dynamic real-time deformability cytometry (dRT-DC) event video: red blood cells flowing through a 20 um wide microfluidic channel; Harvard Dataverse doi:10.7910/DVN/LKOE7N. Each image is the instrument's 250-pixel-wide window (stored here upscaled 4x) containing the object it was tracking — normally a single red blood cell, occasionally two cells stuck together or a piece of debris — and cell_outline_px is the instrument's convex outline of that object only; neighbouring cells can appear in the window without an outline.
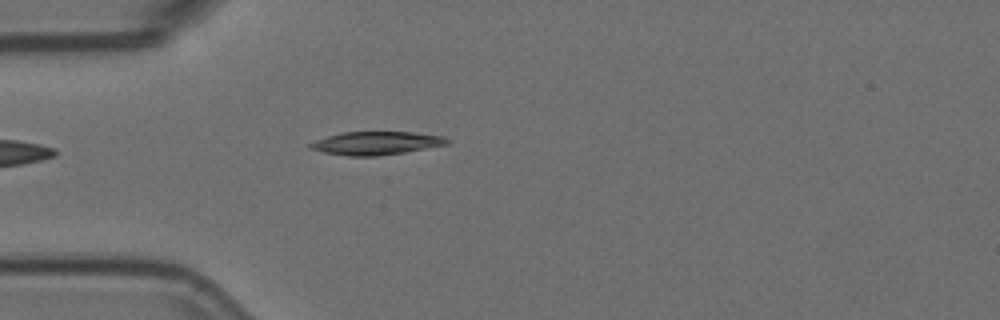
{"species": "Egyptian fruit bat (a non-hibernating species)", "species_latin": "Rousettus aegyptiacus", "temperature_condition": "room temperature", "stored_images_in_passage": 3, "camera_frame_rate_fps": 3000, "um_per_image_px": 0.085, "animal": {"sex": "female"}, "frame": {"image": 1, "passage_image": 3, "time_ms": 0.667, "image_size_px": [1000, 320], "cell_outline_px": [[452, 140], [448, 144], [404, 152], [376, 156], [348, 156], [324, 152], [308, 148], [308, 144], [316, 140], [328, 136], [344, 132], [412, 132], [444, 136]], "centroid_in_image_um": [31.99, 12.16], "position_along_channel_um": 53.0, "area_um2": 18.44}}